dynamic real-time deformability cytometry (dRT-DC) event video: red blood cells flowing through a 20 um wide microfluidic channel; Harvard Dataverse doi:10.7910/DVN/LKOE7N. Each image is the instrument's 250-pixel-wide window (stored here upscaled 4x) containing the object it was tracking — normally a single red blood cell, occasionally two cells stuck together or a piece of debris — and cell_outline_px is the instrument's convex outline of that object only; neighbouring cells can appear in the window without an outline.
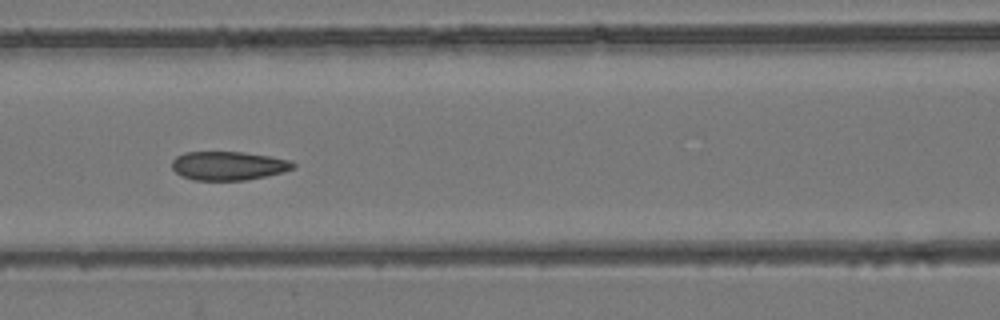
{"species": "common noctule bat (a hibernating species)", "species_latin": "Nyctalus noctula", "temperature_condition": "room temperature", "stored_images_in_passage": 8, "camera_frame_rate_fps": 3000, "um_per_image_px": 0.085, "animal": {"sex": "female", "body_mass_g": 24.6, "forearm_length_mm": 56.2}, "frame": {"image": 1, "passage_image": 5, "time_ms": 6.667, "image_size_px": [1000, 320], "cell_outline_px": [[296, 168], [284, 172], [268, 176], [244, 180], [192, 180], [180, 176], [172, 168], [172, 160], [176, 156], [184, 152], [244, 152], [292, 160], [296, 164]], "centroid_in_image_um": [19.43, 14.09], "position_along_channel_um": 147.2, "area_um2": 20.58}}
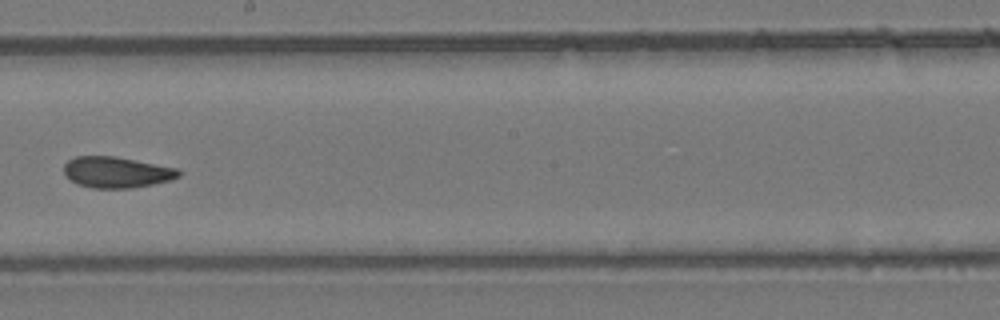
{"frame": {"image": 2, "passage_image": 7, "time_ms": 9.0, "image_size_px": [1000, 320], "cell_outline_px": [[180, 176], [172, 180], [132, 188], [92, 188], [76, 184], [64, 176], [64, 164], [68, 160], [76, 156], [116, 156], [180, 168]], "centroid_in_image_um": [9.91, 14.64], "position_along_channel_um": 238.3, "area_um2": 21.1}}
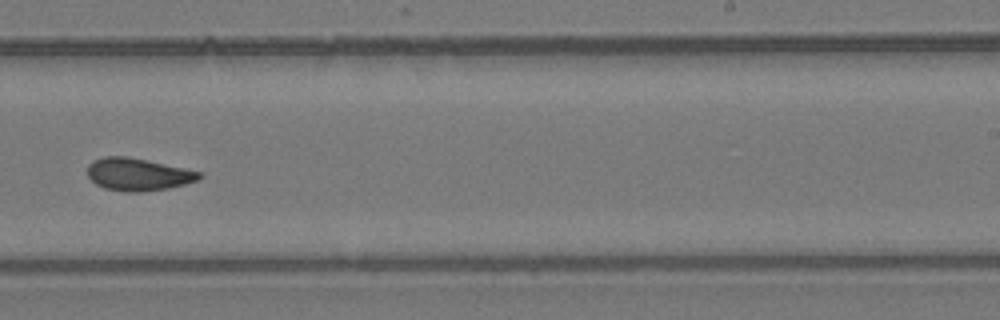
{"frame": {"image": 3, "passage_image": 8, "time_ms": 10.0, "image_size_px": [1000, 320], "cell_outline_px": [[204, 176], [200, 180], [168, 188], [136, 192], [124, 192], [104, 188], [96, 184], [88, 176], [88, 164], [92, 160], [104, 156], [128, 156], [184, 168], [200, 172]], "centroid_in_image_um": [11.72, 14.82], "position_along_channel_um": 277.3, "area_um2": 21.21}}